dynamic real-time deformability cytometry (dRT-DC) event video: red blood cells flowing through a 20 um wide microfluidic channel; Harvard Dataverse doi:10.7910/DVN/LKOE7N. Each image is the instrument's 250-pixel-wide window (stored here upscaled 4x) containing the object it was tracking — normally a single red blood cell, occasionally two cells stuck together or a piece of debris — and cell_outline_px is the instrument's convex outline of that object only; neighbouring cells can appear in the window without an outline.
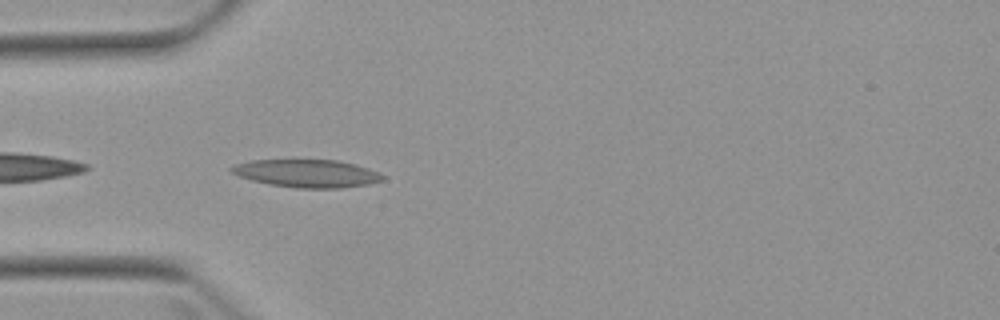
{"species": "Egyptian fruit bat (a non-hibernating species)", "species_latin": "Rousettus aegyptiacus", "temperature_condition": "warm", "stored_images_in_passage": 4, "camera_frame_rate_fps": 3000, "um_per_image_px": 0.085, "animal": {"sex": "female"}, "frame": {"image": 1, "passage_image": 4, "time_ms": 4.333, "image_size_px": [1000, 320], "cell_outline_px": [[384, 180], [368, 184], [340, 188], [296, 188], [268, 184], [252, 180], [240, 176], [232, 172], [228, 168], [236, 164], [252, 160], [336, 160], [356, 164], [380, 172], [384, 176]], "centroid_in_image_um": [26.12, 14.74], "position_along_channel_um": 58.9, "area_um2": 24.51}}